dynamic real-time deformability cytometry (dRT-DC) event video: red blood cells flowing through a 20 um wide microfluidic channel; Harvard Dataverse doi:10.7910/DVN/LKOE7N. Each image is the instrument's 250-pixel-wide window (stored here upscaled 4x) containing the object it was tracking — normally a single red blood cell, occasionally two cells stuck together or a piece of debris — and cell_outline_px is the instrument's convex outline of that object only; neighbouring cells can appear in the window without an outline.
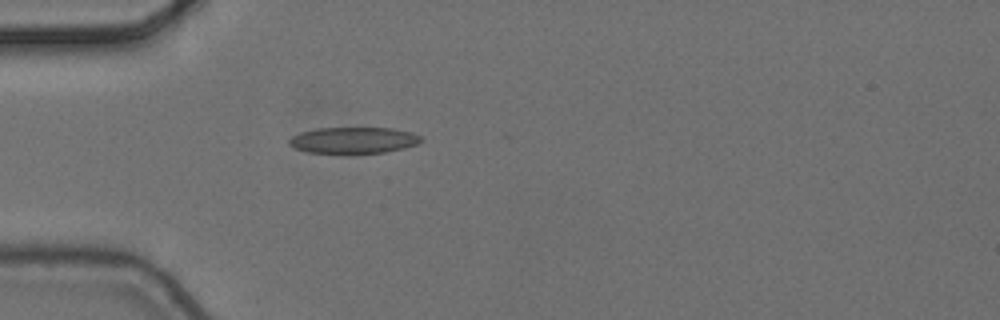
{"species": "common noctule bat (a hibernating species)", "species_latin": "Nyctalus noctula", "temperature_condition": "cold", "stored_images_in_passage": 4, "camera_frame_rate_fps": 3000, "um_per_image_px": 0.085, "animal": {"sex": "female", "body_mass_g": 24.6, "forearm_length_mm": 56.2}, "frame": {"image": 1, "passage_image": 4, "time_ms": 1.0, "image_size_px": [1000, 320], "cell_outline_px": [[424, 140], [416, 144], [404, 148], [384, 152], [308, 152], [296, 148], [288, 144], [288, 140], [292, 136], [300, 132], [316, 128], [392, 128], [412, 132], [420, 136]], "centroid_in_image_um": [30.05, 11.9], "position_along_channel_um": 54.9, "area_um2": 19.88}}